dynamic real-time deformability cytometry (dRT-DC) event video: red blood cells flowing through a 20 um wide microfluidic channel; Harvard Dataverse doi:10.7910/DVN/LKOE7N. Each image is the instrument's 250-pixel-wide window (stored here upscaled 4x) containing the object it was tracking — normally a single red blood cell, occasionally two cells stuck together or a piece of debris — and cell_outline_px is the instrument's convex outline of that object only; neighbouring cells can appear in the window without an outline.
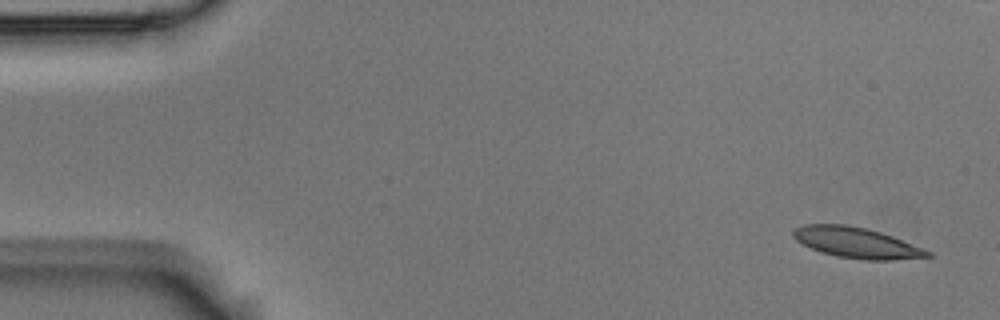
{"species": "Egyptian fruit bat (a non-hibernating species)", "species_latin": "Rousettus aegyptiacus", "temperature_condition": "room temperature", "stored_images_in_passage": 7, "segment_of_instrument_passage": [1, 2], "camera_frame_rate_fps": 3000, "um_per_image_px": 0.085, "animal": {"sex": "male"}, "frame": {"image": 1, "passage_image": 1, "time_ms": 0.0, "image_size_px": [1000, 320], "cell_outline_px": [[932, 256], [892, 260], [860, 260], [836, 256], [820, 252], [796, 240], [792, 236], [792, 232], [796, 228], [804, 224], [848, 224], [868, 228], [892, 236], [924, 248], [932, 252]], "centroid_in_image_um": [72.81, 20.63], "position_along_channel_um": 12.2, "area_um2": 24.1}}
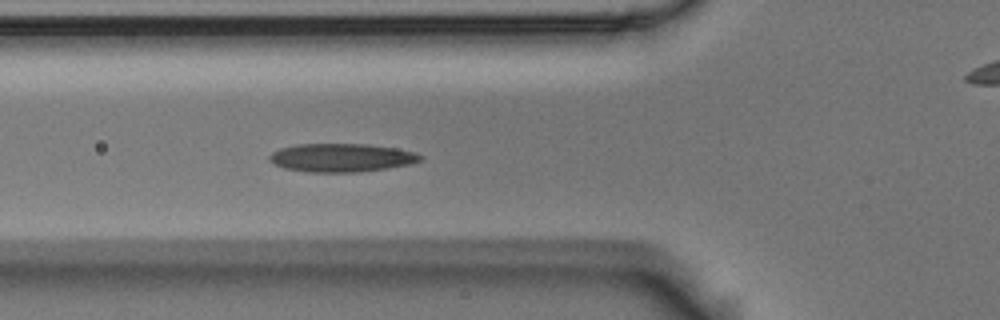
{"frame": {"image": 2, "passage_image": 6, "time_ms": 1.667, "image_size_px": [1000, 320], "cell_outline_px": [[424, 156], [420, 160], [412, 164], [388, 168], [360, 172], [308, 172], [284, 168], [268, 160], [268, 156], [272, 152], [280, 148], [296, 144], [368, 144], [396, 148], [416, 152]], "centroid_in_image_um": [29.04, 13.4], "position_along_channel_um": 96.8, "area_um2": 25.14}}